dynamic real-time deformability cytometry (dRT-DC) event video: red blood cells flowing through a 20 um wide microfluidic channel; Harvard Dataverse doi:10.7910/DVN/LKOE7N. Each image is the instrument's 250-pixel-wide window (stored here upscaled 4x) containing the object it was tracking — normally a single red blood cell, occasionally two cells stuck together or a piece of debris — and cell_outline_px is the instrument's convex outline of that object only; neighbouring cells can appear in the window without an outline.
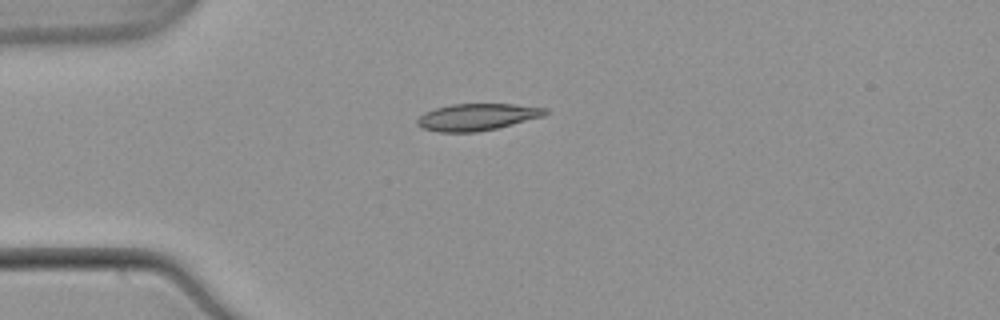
{"species": "common noctule bat (a hibernating species)", "species_latin": "Nyctalus noctula", "temperature_condition": "warm", "stored_images_in_passage": 40, "camera_frame_rate_fps": 3000, "um_per_image_px": 0.085, "animal": {"sex": "male", "body_mass_g": 21.5, "forearm_length_mm": 52.0}, "frame": {"image": 1, "passage_image": 1, "time_ms": 0.0, "image_size_px": [1000, 320], "cell_outline_px": [[548, 112], [544, 116], [496, 128], [476, 132], [436, 132], [424, 128], [416, 124], [416, 120], [424, 112], [436, 108], [452, 104], [516, 104], [548, 108]], "centroid_in_image_um": [40.55, 9.94], "position_along_channel_um": 44.4, "area_um2": 20.0}}
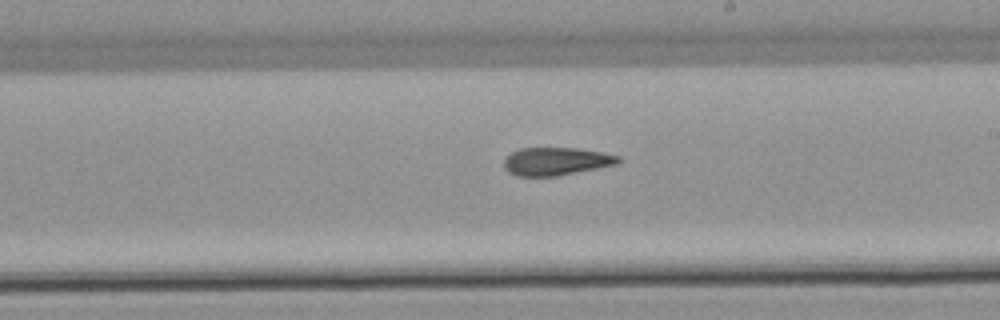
{"frame": {"image": 2, "passage_image": 18, "time_ms": 5.667, "image_size_px": [1000, 320], "cell_outline_px": [[620, 160], [616, 164], [556, 176], [516, 176], [508, 172], [504, 168], [504, 160], [512, 152], [520, 148], [576, 148], [600, 152], [620, 156]], "centroid_in_image_um": [47.23, 13.71], "position_along_channel_um": 241.8, "area_um2": 18.38}}
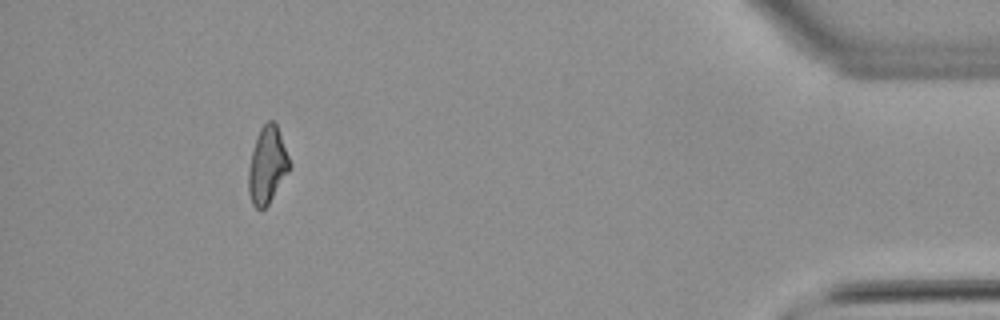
{"frame": {"image": 3, "passage_image": 36, "time_ms": 11.667, "image_size_px": [1000, 320], "cell_outline_px": [[292, 164], [288, 172], [268, 204], [260, 212], [252, 204], [248, 192], [248, 168], [256, 136], [260, 128], [268, 120], [272, 120], [276, 124]], "centroid_in_image_um": [22.71, 14.06], "position_along_channel_um": 412.5, "area_um2": 18.38}, "authors_computed_cell_mechanics": {"area_um2": 19.0162, "velocity_mm_per_s": 3.862, "shape_relaxation_time_tau1_ms": null, "shape_relaxation_time_tau2_ms": 4.7056, "deformation_change_tau1": null, "deformation_change_tau2": 0.1289}}